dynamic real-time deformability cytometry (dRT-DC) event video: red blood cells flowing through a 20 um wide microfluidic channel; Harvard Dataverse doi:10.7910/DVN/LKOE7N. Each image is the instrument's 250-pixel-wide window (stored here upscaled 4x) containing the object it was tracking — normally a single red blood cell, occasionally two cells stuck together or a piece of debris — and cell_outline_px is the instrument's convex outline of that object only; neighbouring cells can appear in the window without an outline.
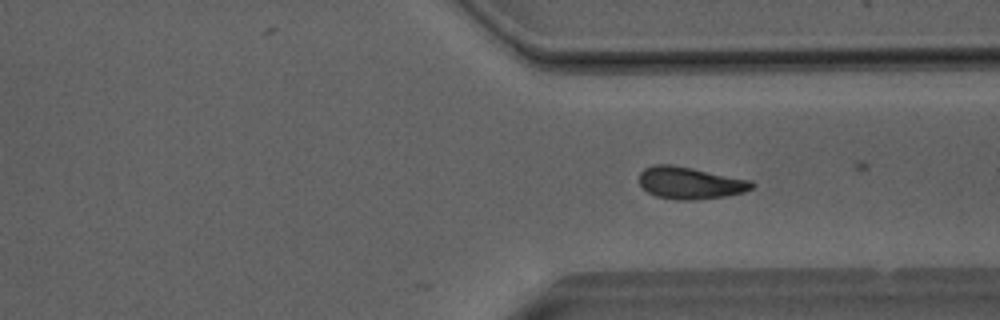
{"species": "Egyptian fruit bat (a non-hibernating species)", "species_latin": "Rousettus aegyptiacus", "temperature_condition": "room temperature", "stored_images_in_passage": 28, "camera_frame_rate_fps": 3000, "um_per_image_px": 0.085, "animal": {"sex": "male"}, "frame": {"image": 1, "passage_image": 28, "time_ms": 9.0, "image_size_px": [1000, 320], "cell_outline_px": [[756, 184], [752, 188], [744, 192], [724, 196], [692, 200], [676, 200], [656, 196], [648, 192], [640, 184], [640, 172], [644, 168], [652, 164], [672, 164], [752, 180]], "centroid_in_image_um": [58.66, 15.54], "position_along_channel_um": 352.7, "area_um2": 21.1}}